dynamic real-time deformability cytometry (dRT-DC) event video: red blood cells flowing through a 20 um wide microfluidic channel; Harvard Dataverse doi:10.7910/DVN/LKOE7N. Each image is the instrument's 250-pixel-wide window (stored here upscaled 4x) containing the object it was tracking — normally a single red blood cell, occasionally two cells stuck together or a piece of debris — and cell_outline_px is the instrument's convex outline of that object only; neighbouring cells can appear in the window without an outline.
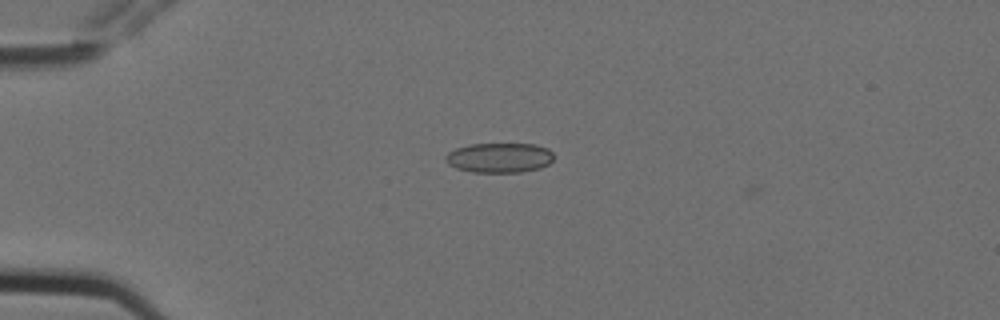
{"species": "Egyptian fruit bat (a non-hibernating species)", "species_latin": "Rousettus aegyptiacus", "temperature_condition": "cold", "stored_images_in_passage": 3, "camera_frame_rate_fps": 3000, "um_per_image_px": 0.085, "animal": {"sex": "female"}, "frame": {"image": 1, "passage_image": 2, "time_ms": 0.333, "image_size_px": [1000, 320], "cell_outline_px": [[556, 156], [548, 164], [540, 168], [520, 172], [472, 172], [456, 168], [448, 164], [444, 160], [444, 156], [448, 152], [456, 148], [468, 144], [536, 144], [548, 148]], "centroid_in_image_um": [42.44, 13.4], "position_along_channel_um": 42.6, "area_um2": 19.02}}